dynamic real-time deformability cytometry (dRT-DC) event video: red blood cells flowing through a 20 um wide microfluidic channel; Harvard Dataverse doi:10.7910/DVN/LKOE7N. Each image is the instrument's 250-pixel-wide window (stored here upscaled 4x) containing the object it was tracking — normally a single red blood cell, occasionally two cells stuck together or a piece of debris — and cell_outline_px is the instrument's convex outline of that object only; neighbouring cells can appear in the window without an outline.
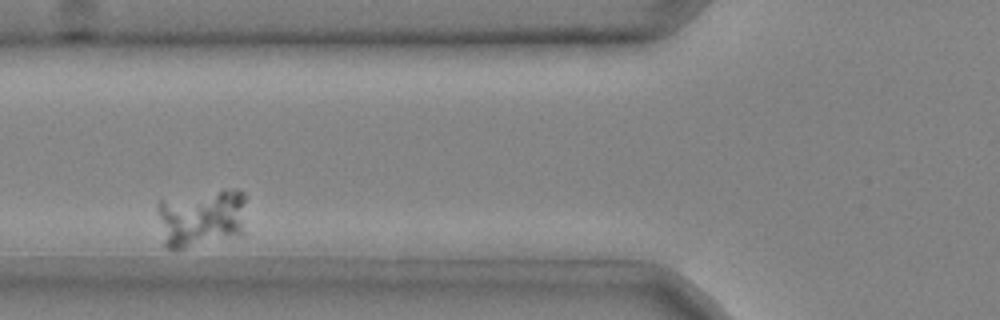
{"species": "common noctule bat (a hibernating species)", "species_latin": "Nyctalus noctula", "temperature_condition": "cold", "stored_images_in_passage": 3, "camera_frame_rate_fps": 3000, "um_per_image_px": 0.085, "animal": {"sex": "male", "body_mass_g": 20.4}, "frame": {"image": 1, "passage_image": 2, "time_ms": 0.333, "image_size_px": [1000, 320], "cell_outline_px": [[248, 196], [244, 236], [180, 252], [172, 252], [164, 244], [160, 216], [160, 200], [224, 188], [236, 188], [244, 192]], "centroid_in_image_um": [17.27, 18.58], "position_along_channel_um": 108.5, "area_um2": 32.02}}
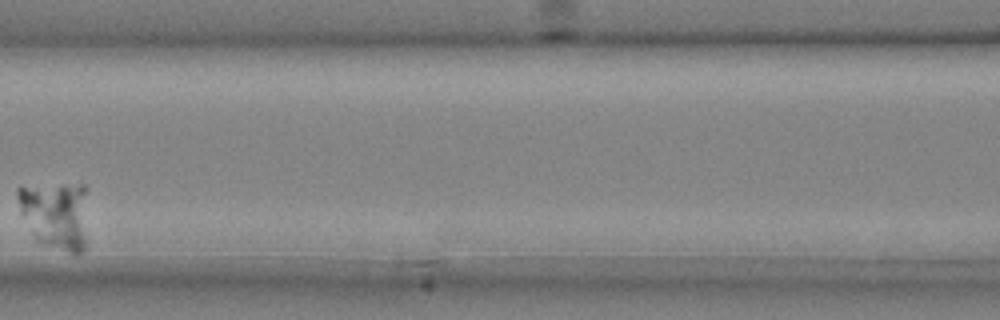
{"frame": {"image": 2, "passage_image": 3, "time_ms": 0.667, "image_size_px": [1000, 320], "cell_outline_px": [[88, 248], [84, 252], [76, 256], [36, 240], [20, 212], [16, 196], [16, 188], [64, 184], [84, 184], [88, 188]], "centroid_in_image_um": [4.85, 18.3], "position_along_channel_um": 161.7, "area_um2": 29.13}}